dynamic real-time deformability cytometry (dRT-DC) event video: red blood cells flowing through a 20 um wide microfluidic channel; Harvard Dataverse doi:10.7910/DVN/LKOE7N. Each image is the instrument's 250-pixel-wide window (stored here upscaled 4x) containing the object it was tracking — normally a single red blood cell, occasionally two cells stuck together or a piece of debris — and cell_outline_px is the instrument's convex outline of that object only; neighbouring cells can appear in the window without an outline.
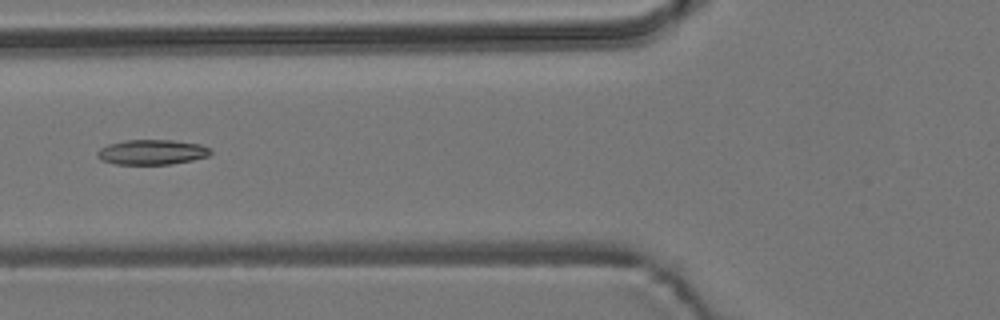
{"species": "common noctule bat (a hibernating species)", "species_latin": "Nyctalus noctula", "temperature_condition": "room temperature", "stored_images_in_passage": 53, "camera_frame_rate_fps": 3000, "um_per_image_px": 0.085, "animal": {"sex": "male", "body_mass_g": 19.2, "forearm_length_mm": 51.8}, "frame": {"image": 1, "passage_image": 20, "time_ms": 6.333, "image_size_px": [1000, 320], "cell_outline_px": [[212, 152], [208, 156], [192, 160], [168, 164], [116, 164], [100, 160], [96, 156], [96, 152], [100, 148], [108, 144], [124, 140], [172, 140], [200, 144], [208, 148]], "centroid_in_image_um": [12.87, 12.93], "position_along_channel_um": 112.9, "area_um2": 16.47}}
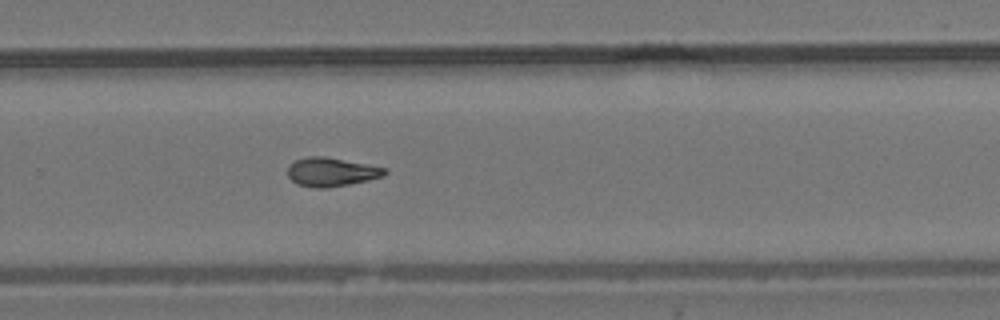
{"frame": {"image": 2, "passage_image": 35, "time_ms": 11.333, "image_size_px": [1000, 320], "cell_outline_px": [[388, 172], [384, 176], [368, 180], [328, 188], [316, 188], [296, 184], [288, 176], [288, 164], [296, 160], [308, 156], [328, 156], [388, 168]], "centroid_in_image_um": [28.18, 14.6], "position_along_channel_um": 301.6, "area_um2": 16.53}}
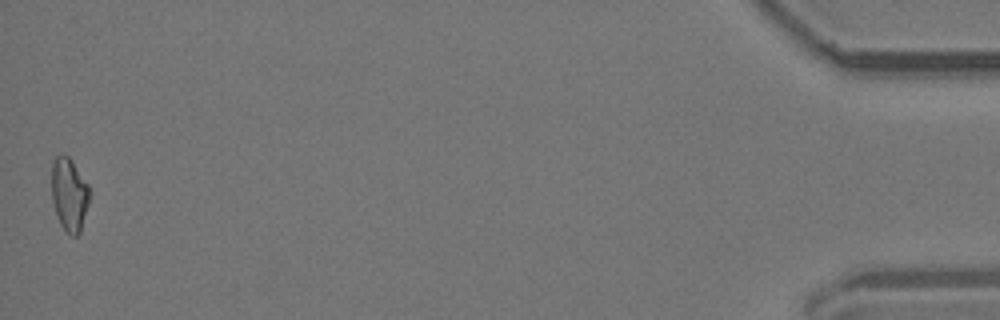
{"frame": {"image": 3, "passage_image": 53, "time_ms": 17.333, "image_size_px": [1000, 320], "cell_outline_px": [[88, 204], [80, 232], [76, 236], [68, 236], [60, 224], [52, 204], [52, 164], [56, 156], [68, 156], [72, 160], [88, 184]], "centroid_in_image_um": [5.87, 16.56], "position_along_channel_um": 429.3, "area_um2": 16.07}}